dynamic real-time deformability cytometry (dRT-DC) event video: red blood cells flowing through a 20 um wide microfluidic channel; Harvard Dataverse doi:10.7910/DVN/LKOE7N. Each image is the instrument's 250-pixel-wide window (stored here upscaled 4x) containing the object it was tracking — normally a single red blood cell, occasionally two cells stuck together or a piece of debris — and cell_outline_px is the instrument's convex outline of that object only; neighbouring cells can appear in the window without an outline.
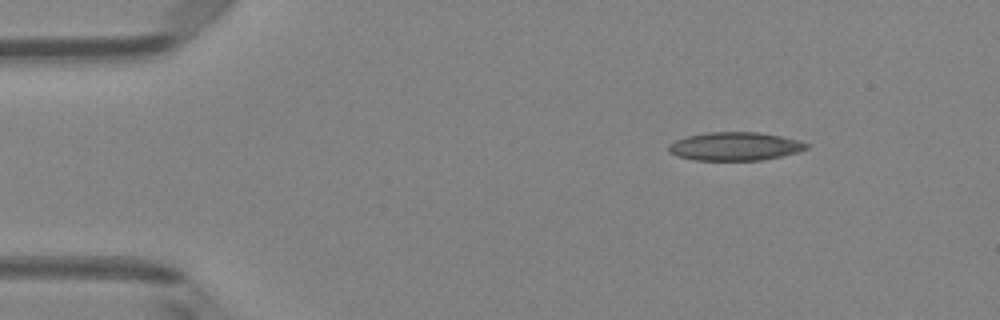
{"species": "Egyptian fruit bat (a non-hibernating species)", "species_latin": "Rousettus aegyptiacus", "temperature_condition": "room temperature", "stored_images_in_passage": 5, "camera_frame_rate_fps": 3000, "um_per_image_px": 0.085, "animal": {"sex": "female"}, "frame": {"image": 1, "passage_image": 5, "time_ms": 1.333, "image_size_px": [1000, 320], "cell_outline_px": [[808, 148], [800, 152], [760, 160], [696, 160], [676, 156], [668, 152], [668, 144], [676, 140], [688, 136], [708, 132], [760, 132], [800, 140], [808, 144]], "centroid_in_image_um": [62.47, 12.44], "position_along_channel_um": 22.5, "area_um2": 22.83}}